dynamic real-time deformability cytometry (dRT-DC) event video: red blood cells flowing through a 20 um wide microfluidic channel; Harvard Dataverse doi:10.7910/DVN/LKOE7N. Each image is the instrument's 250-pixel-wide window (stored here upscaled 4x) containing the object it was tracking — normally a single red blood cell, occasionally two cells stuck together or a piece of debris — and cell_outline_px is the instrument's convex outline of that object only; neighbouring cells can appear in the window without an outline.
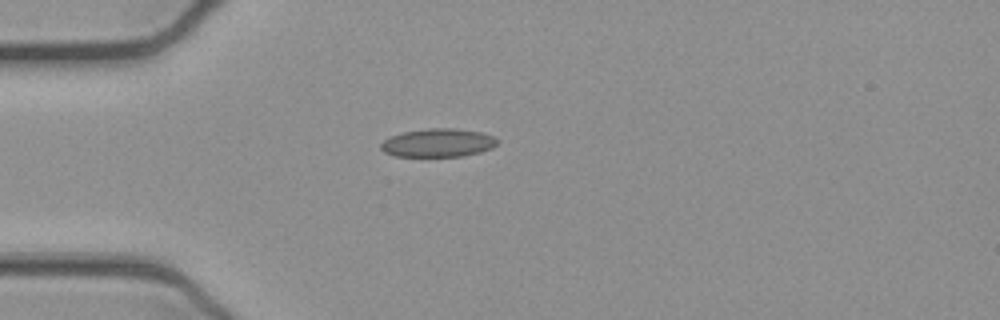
{"species": "common noctule bat (a hibernating species)", "species_latin": "Nyctalus noctula", "temperature_condition": "cold", "stored_images_in_passage": 39, "camera_frame_rate_fps": 3000, "um_per_image_px": 0.085, "animal": {"sex": "female", "body_mass_g": 21.9}, "frame": {"image": 1, "passage_image": 1, "time_ms": 0.0, "image_size_px": [1000, 320], "cell_outline_px": [[500, 140], [492, 148], [480, 152], [460, 156], [396, 156], [384, 152], [380, 148], [380, 144], [384, 140], [392, 136], [404, 132], [428, 128], [456, 128], [480, 132], [492, 136]], "centroid_in_image_um": [37.24, 12.13], "position_along_channel_um": 47.8, "area_um2": 19.13}}
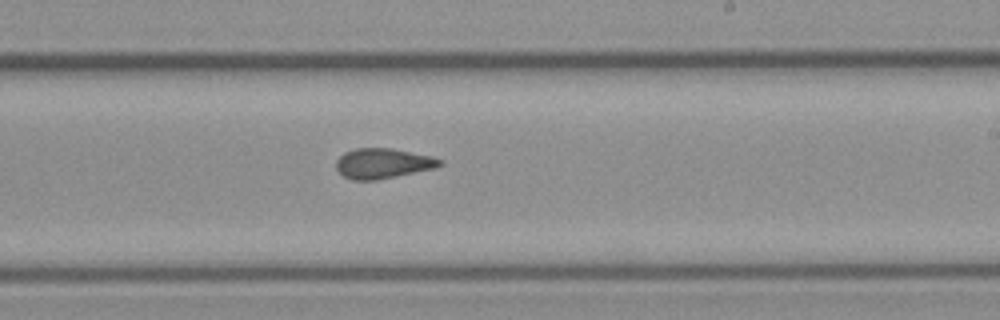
{"frame": {"image": 2, "passage_image": 18, "time_ms": 5.667, "image_size_px": [1000, 320], "cell_outline_px": [[444, 164], [432, 168], [396, 176], [376, 180], [352, 180], [344, 176], [336, 168], [336, 160], [344, 152], [356, 148], [392, 148], [432, 156], [444, 160]], "centroid_in_image_um": [32.54, 13.88], "position_along_channel_um": 256.5, "area_um2": 18.15}}
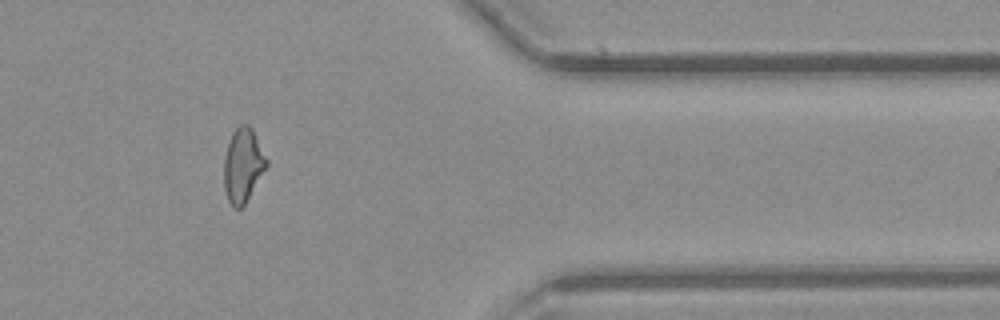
{"frame": {"image": 3, "passage_image": 30, "time_ms": 9.667, "image_size_px": [1000, 320], "cell_outline_px": [[268, 164], [244, 204], [240, 208], [236, 208], [228, 200], [224, 188], [224, 156], [232, 132], [240, 124], [248, 124], [252, 128], [268, 160]], "centroid_in_image_um": [20.64, 14.0], "position_along_channel_um": 390.8, "area_um2": 18.09}, "authors_computed_cell_mechanics": {"area_um2": 18.4382, "velocity_mm_per_s": 3.9168, "shape_relaxation_time_tau1_ms": null, "shape_relaxation_time_tau2_ms": 2.0786, "deformation_change_tau1": null, "deformation_change_tau2": 0.1021}}